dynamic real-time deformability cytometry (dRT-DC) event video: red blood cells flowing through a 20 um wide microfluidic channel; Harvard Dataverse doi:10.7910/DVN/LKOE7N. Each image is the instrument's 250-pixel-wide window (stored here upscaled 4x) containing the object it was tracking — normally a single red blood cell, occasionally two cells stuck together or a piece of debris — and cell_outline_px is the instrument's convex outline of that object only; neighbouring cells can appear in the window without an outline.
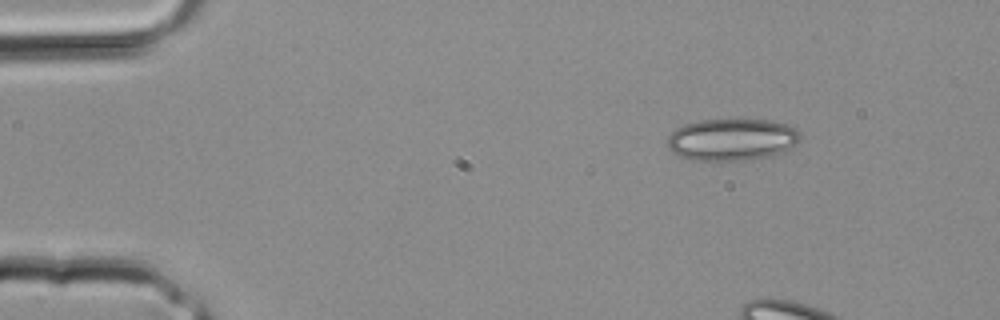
{"species": "common noctule bat (a hibernating species)", "species_latin": "Nyctalus noctula", "temperature_condition": "room temperature", "stored_images_in_passage": 3, "camera_frame_rate_fps": 3000, "um_per_image_px": 0.085, "animal": {"sex": "male", "body_mass_g": 20.4}, "frame": {"image": 1, "passage_image": 1, "time_ms": 0.0, "image_size_px": [1000, 320], "cell_outline_px": [[800, 140], [796, 144], [780, 152], [768, 156], [748, 160], [688, 160], [672, 152], [668, 148], [668, 136], [676, 128], [684, 124], [700, 120], [772, 120], [796, 128], [800, 132]], "centroid_in_image_um": [62.19, 11.86], "position_along_channel_um": 22.8, "area_um2": 32.43}}